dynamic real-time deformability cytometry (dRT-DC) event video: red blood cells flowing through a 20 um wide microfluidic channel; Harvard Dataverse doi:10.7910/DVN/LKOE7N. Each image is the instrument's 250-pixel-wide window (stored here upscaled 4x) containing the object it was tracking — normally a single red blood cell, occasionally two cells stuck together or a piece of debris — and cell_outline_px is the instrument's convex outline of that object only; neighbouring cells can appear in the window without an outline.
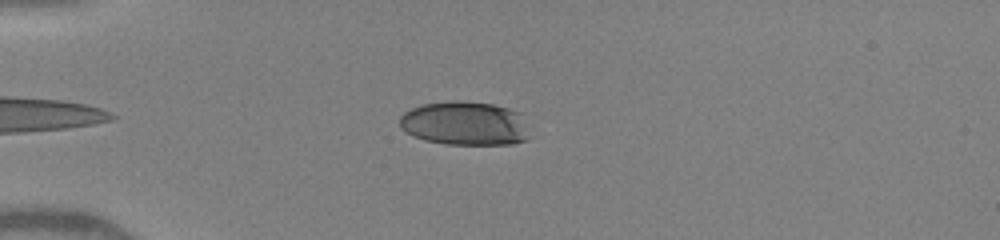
{"species": "human", "species_latin": "Homo sapiens", "temperature_condition": "warm", "stored_images_in_passage": 3, "camera_frame_rate_fps": 3000, "um_per_image_px": 0.085, "donor": {"sex": "female"}, "frame": {"image": 1, "passage_image": 1, "time_ms": 0.0, "image_size_px": [1000, 240], "cell_outline_px": [[536, 136], [528, 140], [512, 144], [444, 144], [424, 140], [400, 128], [400, 116], [404, 112], [412, 108], [424, 104], [452, 100], [460, 100], [492, 104], [508, 108], [520, 112]], "centroid_in_image_um": [39.63, 10.5], "position_along_channel_um": 45.4, "area_um2": 33.93}}